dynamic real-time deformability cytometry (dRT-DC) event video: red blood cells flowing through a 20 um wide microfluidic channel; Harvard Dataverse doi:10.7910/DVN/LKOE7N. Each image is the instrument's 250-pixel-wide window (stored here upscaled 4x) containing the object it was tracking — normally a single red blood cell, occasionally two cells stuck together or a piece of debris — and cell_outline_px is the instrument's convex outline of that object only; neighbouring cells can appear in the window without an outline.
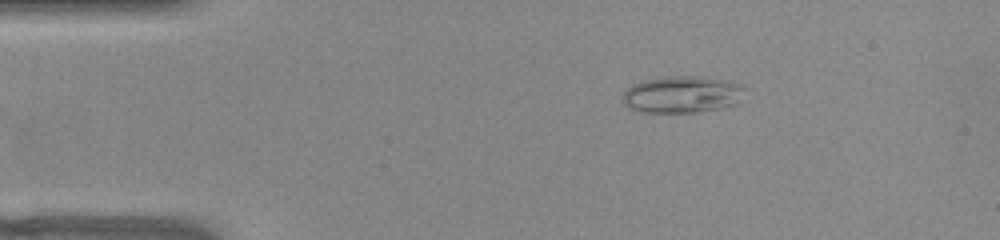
{"species": "common noctule bat (a hibernating species)", "species_latin": "Nyctalus noctula", "temperature_condition": "warm", "stored_images_in_passage": 44, "camera_frame_rate_fps": 3000, "um_per_image_px": 0.085, "animal": {"sex": "female", "body_mass_g": 22.0, "forearm_length_mm": 56.7}, "frame": {"image": 1, "passage_image": 1, "time_ms": 0.0, "image_size_px": [1000, 240], "cell_outline_px": [[748, 88], [736, 104], [720, 108], [696, 112], [640, 112], [624, 104], [624, 92], [632, 84], [644, 80], [664, 76], [704, 76], [732, 80]], "centroid_in_image_um": [58.05, 8.0], "position_along_channel_um": 27.0, "area_um2": 26.53}}
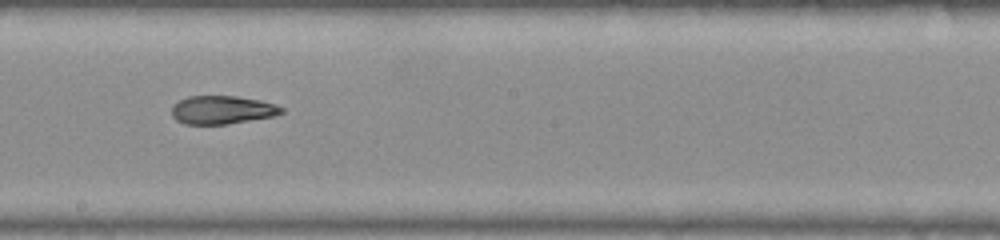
{"frame": {"image": 2, "passage_image": 21, "time_ms": 6.667, "image_size_px": [1000, 240], "cell_outline_px": [[284, 112], [272, 116], [228, 124], [184, 124], [176, 120], [172, 116], [172, 104], [188, 96], [236, 96], [260, 100], [276, 104], [284, 108]], "centroid_in_image_um": [18.87, 9.34], "position_along_channel_um": 229.3, "area_um2": 18.15}}
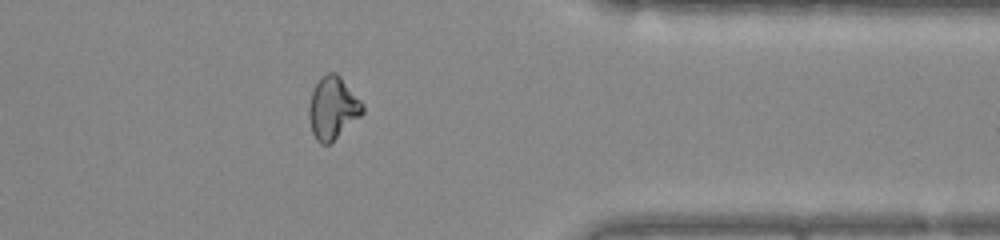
{"frame": {"image": 3, "passage_image": 34, "time_ms": 11.0, "image_size_px": [1000, 240], "cell_outline_px": [[364, 112], [360, 116], [328, 144], [320, 144], [316, 140], [312, 132], [308, 116], [308, 108], [312, 92], [316, 84], [328, 72], [336, 72], [340, 76], [364, 104]], "centroid_in_image_um": [28.27, 9.18], "position_along_channel_um": 383.1, "area_um2": 19.19}, "authors_computed_cell_mechanics": {"area_um2": 19.5364, "velocity_mm_per_s": 3.8924, "shape_relaxation_time_tau1_ms": null, "shape_relaxation_time_tau2_ms": 2.1635, "deformation_change_tau1": null, "deformation_change_tau2": 0.0718}}